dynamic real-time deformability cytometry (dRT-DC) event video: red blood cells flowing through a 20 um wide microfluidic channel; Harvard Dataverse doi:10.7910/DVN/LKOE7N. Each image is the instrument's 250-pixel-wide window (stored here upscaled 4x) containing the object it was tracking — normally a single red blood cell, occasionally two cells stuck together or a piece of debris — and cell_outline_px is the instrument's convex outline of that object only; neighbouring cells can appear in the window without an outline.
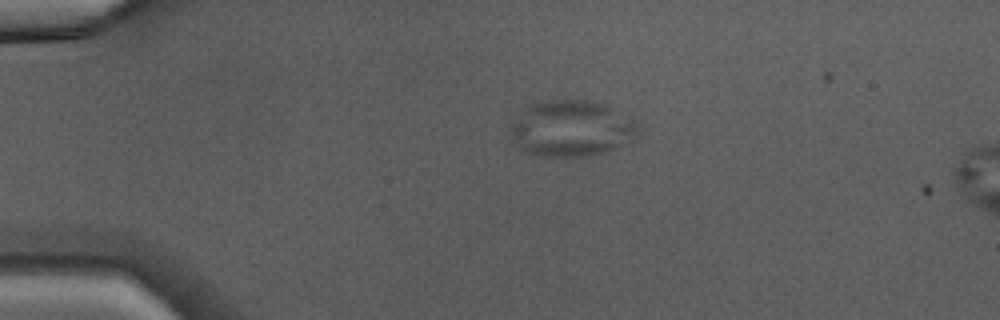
{"species": "Egyptian fruit bat (a non-hibernating species)", "species_latin": "Rousettus aegyptiacus", "temperature_condition": "warm", "stored_images_in_passage": 39, "camera_frame_rate_fps": 3000, "um_per_image_px": 0.085, "animal": {"sex": "male"}, "frame": {"image": 1, "passage_image": 4, "time_ms": 1.0, "image_size_px": [1000, 320], "cell_outline_px": [[640, 132], [636, 136], [612, 148], [600, 152], [580, 156], [536, 156], [520, 148], [508, 132], [508, 128], [528, 108], [536, 104], [552, 100], [584, 100], [604, 104], [636, 120], [640, 128]], "centroid_in_image_um": [48.59, 10.92], "position_along_channel_um": 36.4, "area_um2": 40.75}}
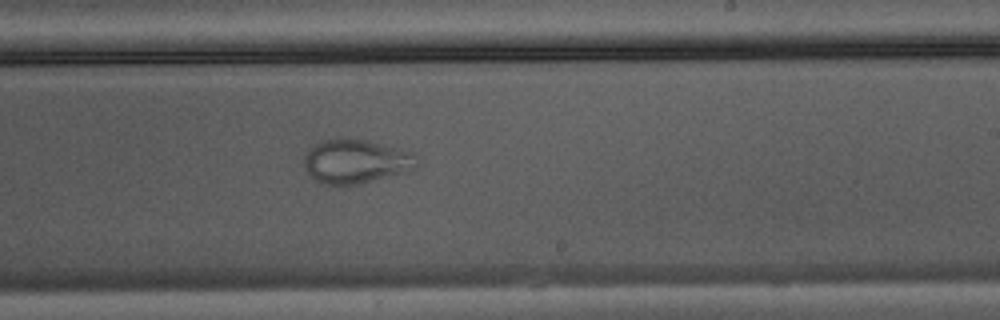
{"frame": {"image": 2, "passage_image": 22, "time_ms": 7.0, "image_size_px": [1000, 320], "cell_outline_px": [[416, 168], [408, 172], [356, 184], [336, 188], [324, 184], [308, 176], [304, 168], [304, 152], [316, 140], [340, 136], [352, 136], [416, 152]], "centroid_in_image_um": [30.18, 13.68], "position_along_channel_um": 258.8, "area_um2": 30.52}}
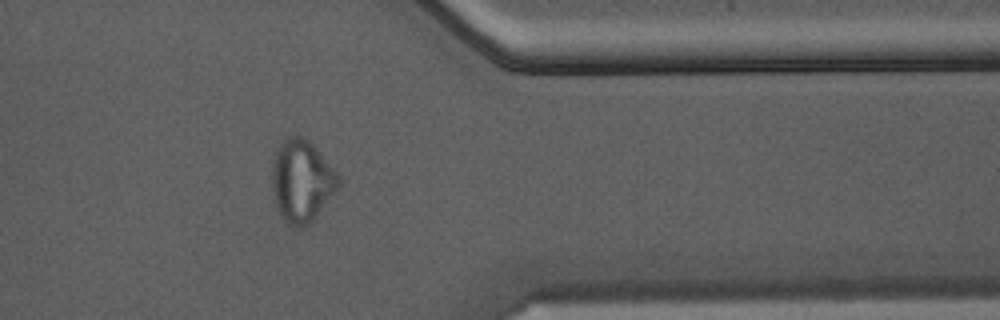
{"frame": {"image": 3, "passage_image": 31, "time_ms": 10.0, "image_size_px": [1000, 320], "cell_outline_px": [[340, 188], [316, 216], [308, 224], [300, 228], [296, 228], [288, 224], [280, 216], [272, 188], [272, 160], [280, 144], [284, 140], [292, 136], [300, 136], [308, 140], [320, 152], [340, 176]], "centroid_in_image_um": [25.66, 15.4], "position_along_channel_um": 385.7, "area_um2": 31.79}}